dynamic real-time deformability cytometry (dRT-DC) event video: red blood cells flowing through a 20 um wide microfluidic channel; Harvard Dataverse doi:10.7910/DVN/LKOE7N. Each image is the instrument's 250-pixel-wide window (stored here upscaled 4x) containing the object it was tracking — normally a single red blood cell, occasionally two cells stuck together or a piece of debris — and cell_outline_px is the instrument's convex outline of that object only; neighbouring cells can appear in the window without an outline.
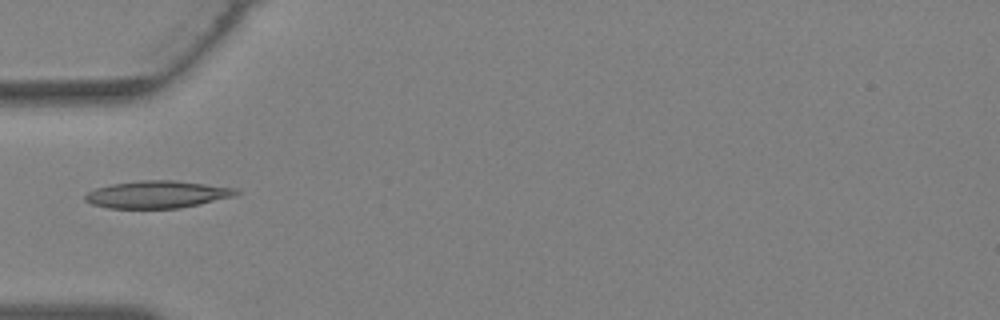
{"species": "Egyptian fruit bat (a non-hibernating species)", "species_latin": "Rousettus aegyptiacus", "temperature_condition": "warm", "stored_images_in_passage": 29, "camera_frame_rate_fps": 3000, "um_per_image_px": 0.085, "animal": {"sex": "female"}, "frame": {"image": 1, "passage_image": 4, "time_ms": 1.0, "image_size_px": [1000, 320], "cell_outline_px": [[240, 192], [232, 196], [200, 204], [180, 208], [108, 208], [92, 204], [84, 200], [84, 196], [88, 192], [96, 188], [112, 184], [140, 180], [172, 180], [236, 188]], "centroid_in_image_um": [13.33, 16.53], "position_along_channel_um": 71.7, "area_um2": 23.81}}
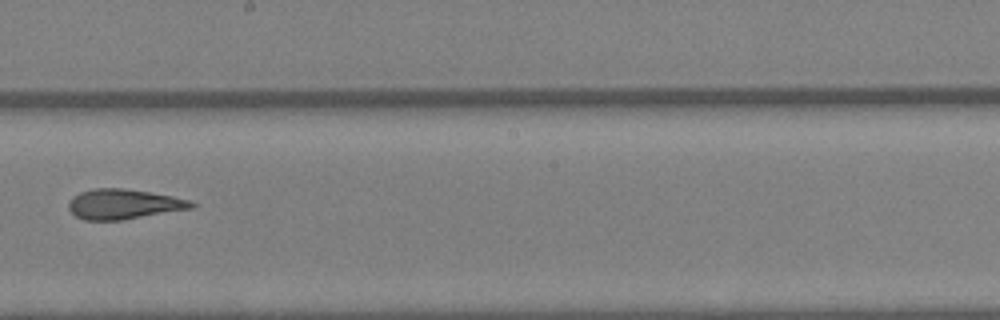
{"frame": {"image": 2, "passage_image": 13, "time_ms": 4.0, "image_size_px": [1000, 320], "cell_outline_px": [[196, 204], [192, 208], [120, 220], [84, 220], [76, 216], [68, 208], [68, 204], [72, 196], [80, 192], [96, 188], [120, 188], [148, 192], [172, 196], [192, 200]], "centroid_in_image_um": [10.49, 17.35], "position_along_channel_um": 237.7, "area_um2": 21.27}}
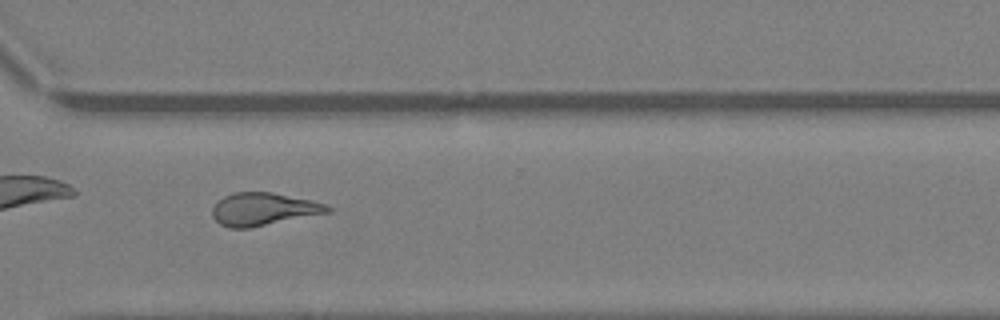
{"frame": {"image": 3, "passage_image": 19, "time_ms": 6.0, "image_size_px": [1000, 320], "cell_outline_px": [[332, 212], [248, 228], [228, 228], [220, 224], [212, 216], [212, 208], [224, 196], [236, 192], [272, 192], [312, 200], [324, 204], [332, 208]], "centroid_in_image_um": [22.4, 17.78], "position_along_channel_um": 348.2, "area_um2": 21.91}}